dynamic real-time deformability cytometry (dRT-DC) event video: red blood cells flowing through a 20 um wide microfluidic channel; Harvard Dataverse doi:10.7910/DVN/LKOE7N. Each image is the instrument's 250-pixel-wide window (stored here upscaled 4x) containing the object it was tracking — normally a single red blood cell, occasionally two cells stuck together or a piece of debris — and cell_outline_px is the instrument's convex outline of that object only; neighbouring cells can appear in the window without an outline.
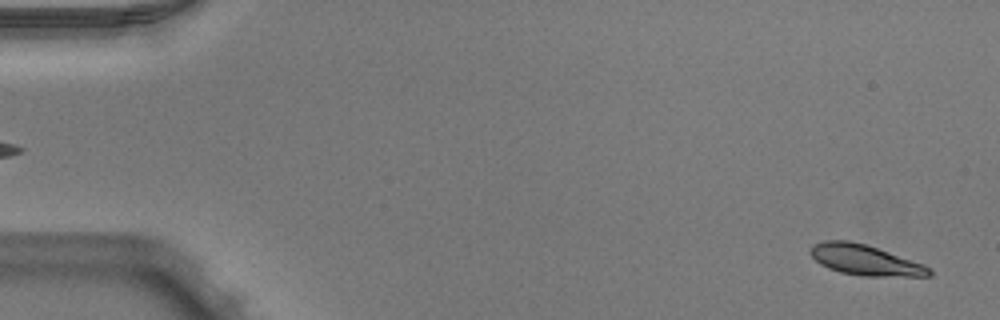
{"species": "Egyptian fruit bat (a non-hibernating species)", "species_latin": "Rousettus aegyptiacus", "temperature_condition": "warm", "stored_images_in_passage": 52, "camera_frame_rate_fps": 3000, "um_per_image_px": 0.085, "animal": {"sex": "male"}, "frame": {"image": 1, "passage_image": 2, "time_ms": 0.333, "image_size_px": [1000, 320], "cell_outline_px": [[932, 276], [860, 276], [840, 272], [828, 268], [820, 264], [808, 252], [808, 248], [812, 244], [824, 240], [848, 240], [864, 244], [924, 264], [932, 268]], "centroid_in_image_um": [73.5, 22.1], "position_along_channel_um": 11.5, "area_um2": 21.15}}
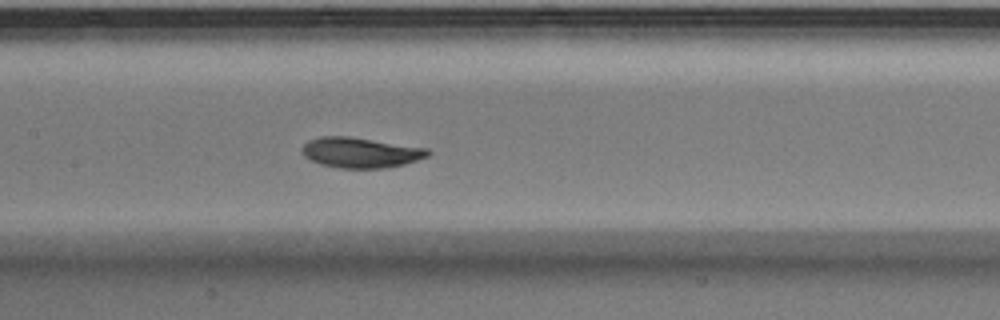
{"frame": {"image": 2, "passage_image": 25, "time_ms": 8.0, "image_size_px": [1000, 320], "cell_outline_px": [[432, 152], [428, 156], [404, 164], [384, 168], [340, 168], [320, 164], [304, 156], [300, 152], [300, 148], [308, 140], [320, 136], [348, 136], [428, 148]], "centroid_in_image_um": [30.62, 12.96], "position_along_channel_um": 176.8, "area_um2": 22.31}}
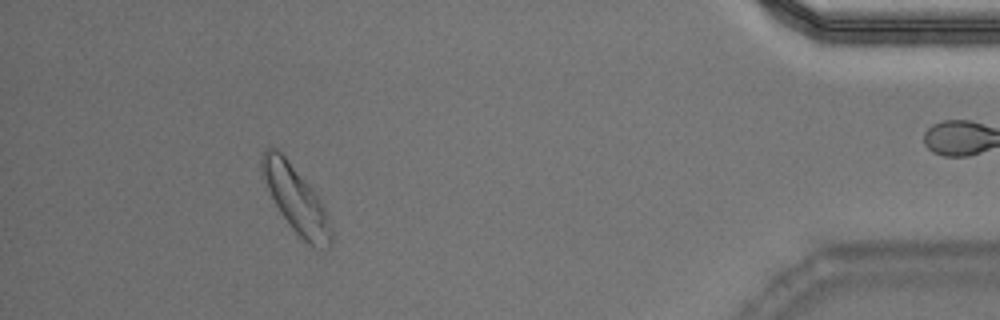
{"frame": {"image": 3, "passage_image": 47, "time_ms": 15.333, "image_size_px": [1000, 320], "cell_outline_px": [[332, 244], [328, 248], [316, 248], [308, 244], [292, 228], [280, 212], [260, 172], [260, 156], [264, 148], [276, 148], [288, 160], [308, 184], [320, 200], [324, 208], [332, 232]], "centroid_in_image_um": [25.13, 16.94], "position_along_channel_um": 410.1, "area_um2": 26.24}, "authors_computed_cell_mechanics": {"area_um2": 22.2241, "velocity_mm_per_s": 3.915, "shape_relaxation_time_tau1_ms": 1.6664, "shape_relaxation_time_tau2_ms": null, "deformation_change_tau1": 0.1054, "deformation_change_tau2": null}}